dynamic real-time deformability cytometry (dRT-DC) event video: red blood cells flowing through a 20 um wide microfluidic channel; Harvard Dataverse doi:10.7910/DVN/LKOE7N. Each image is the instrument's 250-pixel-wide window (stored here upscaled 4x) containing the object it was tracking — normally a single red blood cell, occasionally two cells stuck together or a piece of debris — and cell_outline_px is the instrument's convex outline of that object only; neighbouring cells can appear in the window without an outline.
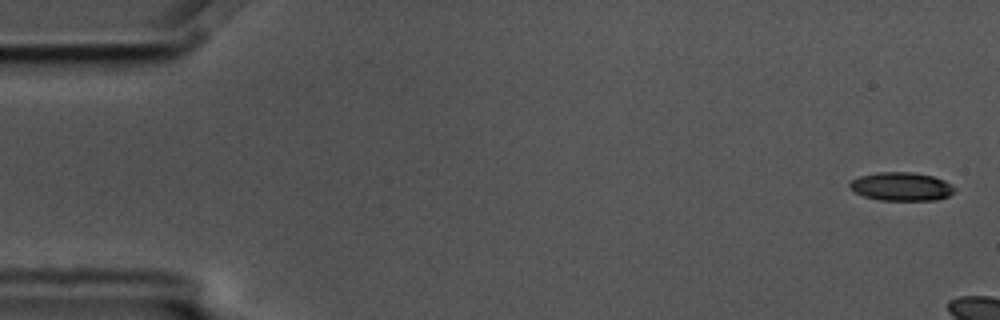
{"species": "common noctule bat (a hibernating species)", "species_latin": "Nyctalus noctula", "temperature_condition": "cold", "stored_images_in_passage": 3, "camera_frame_rate_fps": 3000, "um_per_image_px": 0.085, "animal": {"sex": "male", "body_mass_g": 17.5, "forearm_length_mm": 52.3}, "frame": {"image": 1, "passage_image": 1, "time_ms": 0.0, "image_size_px": [1000, 320], "cell_outline_px": [[956, 192], [948, 196], [936, 200], [880, 200], [864, 196], [848, 188], [848, 184], [852, 180], [860, 176], [876, 172], [912, 172], [932, 176], [944, 180], [952, 184], [956, 188]], "centroid_in_image_um": [76.63, 15.85], "position_along_channel_um": 8.4, "area_um2": 17.51}}